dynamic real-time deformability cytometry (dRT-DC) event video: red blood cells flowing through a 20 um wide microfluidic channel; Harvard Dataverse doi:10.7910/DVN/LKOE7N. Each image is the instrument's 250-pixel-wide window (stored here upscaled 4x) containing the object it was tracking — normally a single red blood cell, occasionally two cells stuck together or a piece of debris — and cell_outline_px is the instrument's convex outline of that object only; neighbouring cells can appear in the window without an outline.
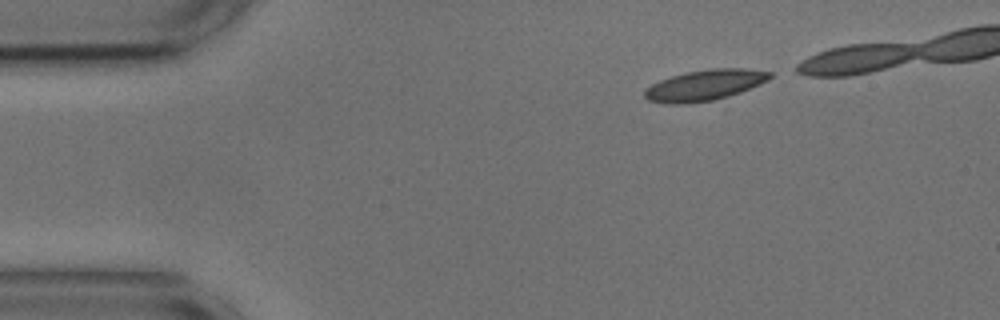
{"species": "common noctule bat (a hibernating species)", "species_latin": "Nyctalus noctula", "temperature_condition": "cold", "stored_images_in_passage": 18, "camera_frame_rate_fps": 3000, "um_per_image_px": 0.085, "animal": {"sex": "male", "body_mass_g": 17.9, "forearm_length_mm": 54.2}, "frame": {"image": 1, "passage_image": 1, "time_ms": 0.0, "image_size_px": [1000, 320], "cell_outline_px": [[772, 76], [768, 80], [760, 84], [740, 92], [728, 96], [712, 100], [684, 104], [668, 104], [648, 100], [644, 96], [644, 88], [660, 80], [672, 76], [688, 72], [708, 68], [744, 68], [772, 72]], "centroid_in_image_um": [59.89, 7.24], "position_along_channel_um": 25.1, "area_um2": 22.43}}